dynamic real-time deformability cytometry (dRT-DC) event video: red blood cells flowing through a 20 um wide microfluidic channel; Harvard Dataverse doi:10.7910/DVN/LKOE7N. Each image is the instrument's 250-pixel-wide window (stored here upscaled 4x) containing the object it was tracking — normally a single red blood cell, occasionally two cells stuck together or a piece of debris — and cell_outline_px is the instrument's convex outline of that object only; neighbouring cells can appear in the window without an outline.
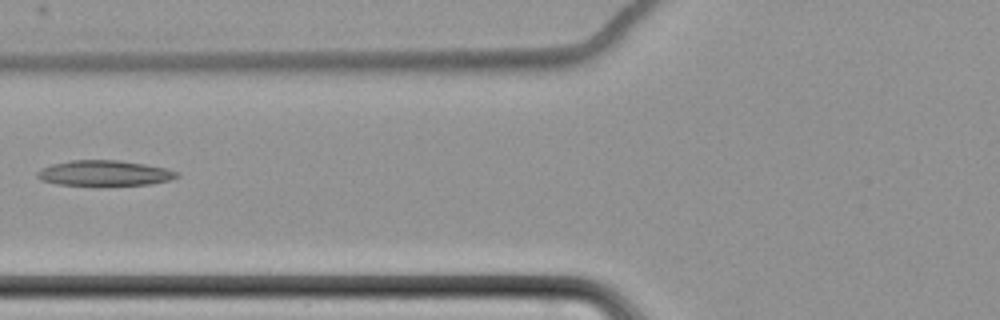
{"species": "common noctule bat (a hibernating species)", "species_latin": "Nyctalus noctula", "temperature_condition": "cold", "stored_images_in_passage": 8, "camera_frame_rate_fps": 3000, "um_per_image_px": 0.085, "animal": {"sex": "female", "body_mass_g": 22.7, "forearm_length_mm": 54.2}, "frame": {"image": 1, "passage_image": 8, "time_ms": 8.333, "image_size_px": [1000, 320], "cell_outline_px": [[180, 176], [172, 180], [152, 184], [100, 188], [92, 188], [56, 184], [40, 180], [36, 176], [36, 172], [40, 168], [52, 164], [72, 160], [120, 160], [144, 164], [164, 168], [180, 172]], "centroid_in_image_um": [8.86, 14.77], "position_along_channel_um": 116.9, "area_um2": 21.96}}